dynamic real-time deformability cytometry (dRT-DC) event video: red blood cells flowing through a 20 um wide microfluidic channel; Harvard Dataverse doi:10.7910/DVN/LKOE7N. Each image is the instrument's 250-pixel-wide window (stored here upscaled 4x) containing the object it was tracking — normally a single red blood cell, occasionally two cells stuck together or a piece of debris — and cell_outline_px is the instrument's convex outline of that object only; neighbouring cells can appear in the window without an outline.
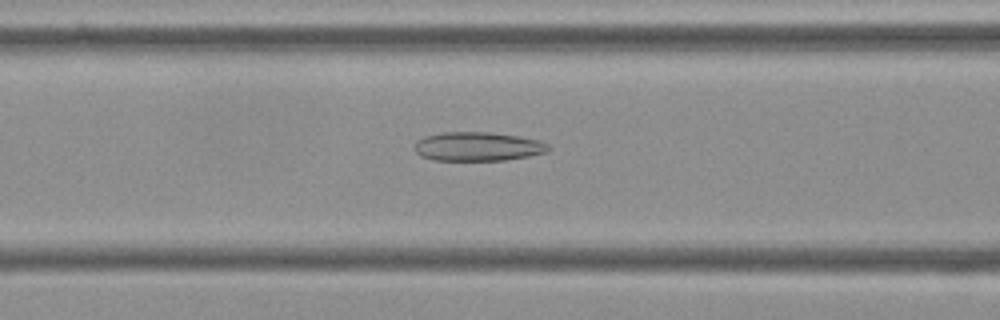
{"species": "Egyptian fruit bat (a non-hibernating species)", "species_latin": "Rousettus aegyptiacus", "temperature_condition": "cold", "stored_images_in_passage": 39, "camera_frame_rate_fps": 3000, "um_per_image_px": 0.085, "frame": {"image": 1, "passage_image": 6, "time_ms": 1.667, "image_size_px": [1000, 320], "cell_outline_px": [[552, 148], [548, 152], [528, 156], [504, 160], [432, 160], [420, 156], [412, 148], [416, 140], [424, 136], [444, 132], [488, 132], [516, 136], [540, 140], [548, 144]], "centroid_in_image_um": [40.58, 12.45], "position_along_channel_um": 126.0, "area_um2": 22.77}}
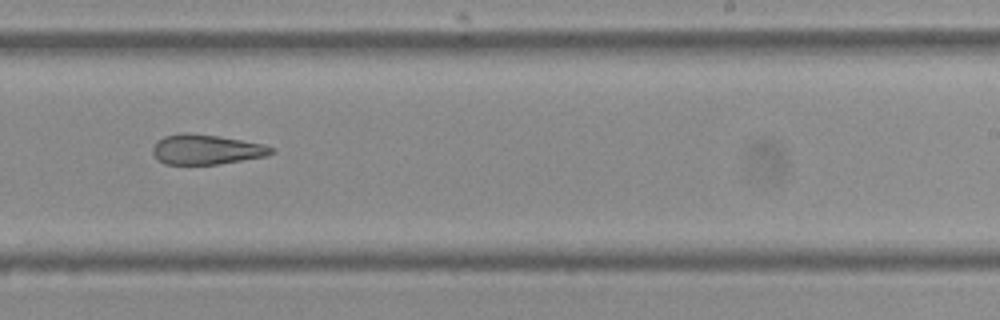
{"frame": {"image": 2, "passage_image": 18, "time_ms": 5.667, "image_size_px": [1000, 320], "cell_outline_px": [[276, 152], [268, 156], [216, 164], [164, 164], [152, 152], [152, 148], [156, 140], [164, 136], [184, 132], [216, 136], [264, 144], [276, 148]], "centroid_in_image_um": [17.56, 12.7], "position_along_channel_um": 271.4, "area_um2": 20.63}}
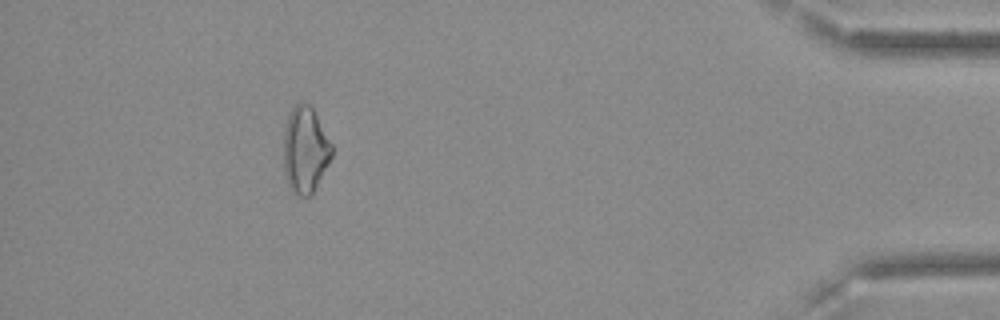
{"frame": {"image": 3, "passage_image": 34, "time_ms": 11.0, "image_size_px": [1000, 320], "cell_outline_px": [[332, 156], [312, 196], [296, 196], [288, 188], [284, 172], [284, 128], [288, 112], [300, 100], [308, 104], [312, 108], [332, 144]], "centroid_in_image_um": [25.92, 12.76], "position_along_channel_um": 409.3, "area_um2": 24.57}, "authors_computed_cell_mechanics": {"area_um2": 22.1374, "velocity_mm_per_s": 3.6352, "shape_relaxation_time_tau1_ms": null, "shape_relaxation_time_tau2_ms": 7.7535, "deformation_change_tau1": null, "deformation_change_tau2": 0.1938}}